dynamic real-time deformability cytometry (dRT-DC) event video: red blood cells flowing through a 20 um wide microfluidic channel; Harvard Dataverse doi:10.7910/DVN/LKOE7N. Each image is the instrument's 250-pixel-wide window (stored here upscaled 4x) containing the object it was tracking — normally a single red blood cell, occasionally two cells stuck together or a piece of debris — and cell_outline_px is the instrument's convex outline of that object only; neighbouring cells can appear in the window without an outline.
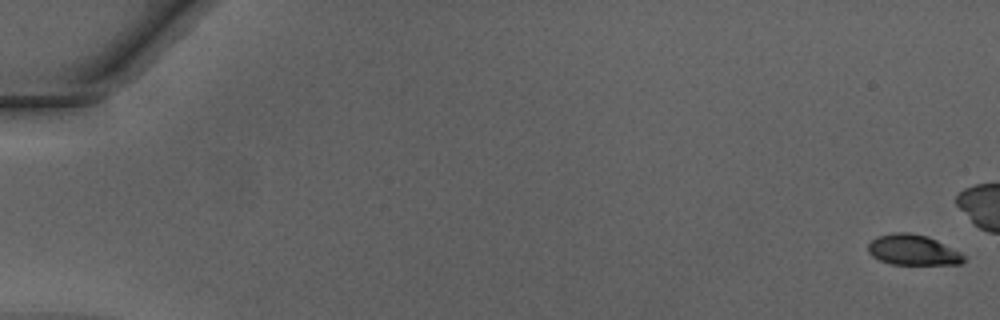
{"species": "Egyptian fruit bat (a non-hibernating species)", "species_latin": "Rousettus aegyptiacus", "temperature_condition": "warm", "stored_images_in_passage": 43, "camera_frame_rate_fps": 3000, "um_per_image_px": 0.085, "animal": {"sex": "male"}, "frame": {"image": 1, "passage_image": 1, "time_ms": 0.0, "image_size_px": [1000, 320], "cell_outline_px": [[964, 260], [960, 264], [892, 264], [880, 260], [872, 256], [868, 252], [868, 244], [876, 236], [892, 232], [908, 232], [928, 236], [960, 252], [964, 256]], "centroid_in_image_um": [77.56, 21.23], "position_along_channel_um": 7.4, "area_um2": 16.94}}
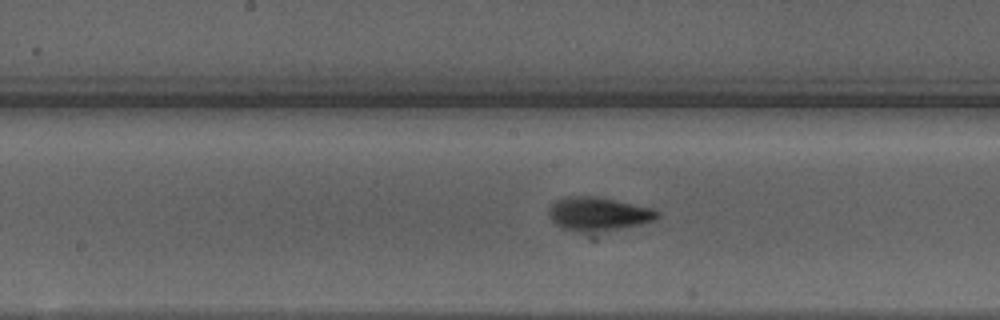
{"frame": {"image": 2, "passage_image": 27, "time_ms": 8.667, "image_size_px": [1000, 320], "cell_outline_px": [[660, 216], [656, 220], [592, 240], [564, 228], [556, 224], [548, 216], [548, 208], [556, 200], [564, 196], [592, 196], [652, 208], [660, 212]], "centroid_in_image_um": [50.87, 18.32], "position_along_channel_um": 197.3, "area_um2": 23.18}}
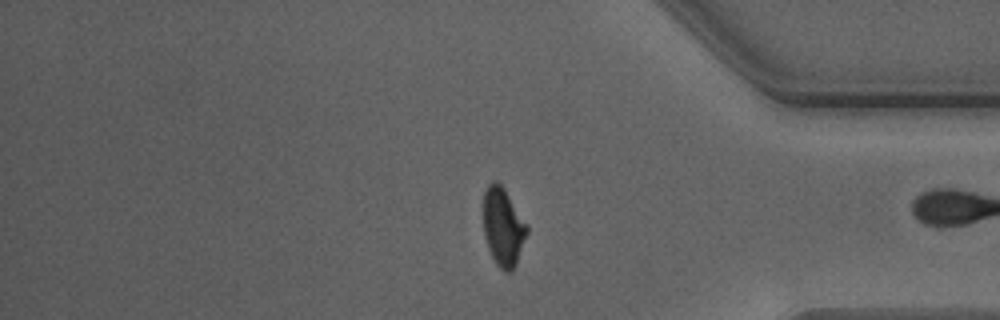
{"frame": {"image": 3, "passage_image": 42, "time_ms": 13.667, "image_size_px": [1000, 320], "cell_outline_px": [[528, 232], [516, 264], [512, 272], [504, 272], [496, 264], [488, 248], [484, 232], [484, 192], [488, 184], [492, 180], [496, 180], [504, 188], [528, 224]], "centroid_in_image_um": [42.78, 19.29], "position_along_channel_um": 392.4, "area_um2": 19.94}}